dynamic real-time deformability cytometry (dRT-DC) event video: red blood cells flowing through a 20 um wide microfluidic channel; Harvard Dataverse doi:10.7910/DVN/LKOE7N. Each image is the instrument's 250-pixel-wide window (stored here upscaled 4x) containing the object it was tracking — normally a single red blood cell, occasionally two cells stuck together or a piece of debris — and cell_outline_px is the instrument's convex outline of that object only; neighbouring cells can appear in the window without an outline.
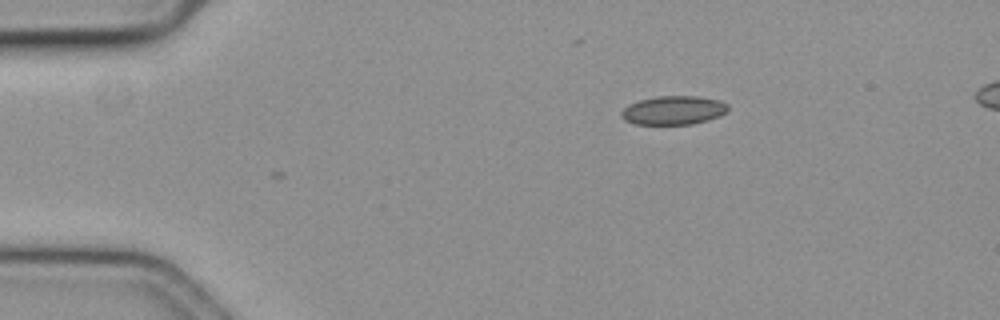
{"species": "common noctule bat (a hibernating species)", "species_latin": "Nyctalus noctula", "temperature_condition": "cold", "stored_images_in_passage": 2, "camera_frame_rate_fps": 3000, "um_per_image_px": 0.085, "animal": {"sex": "female", "body_mass_g": 19.3, "forearm_length_mm": 54.1}, "frame": {"image": 1, "passage_image": 1, "time_ms": 0.0, "image_size_px": [1000, 320], "cell_outline_px": [[728, 112], [720, 116], [708, 120], [692, 124], [636, 124], [624, 120], [620, 116], [620, 112], [628, 104], [640, 100], [660, 96], [696, 96], [720, 100], [728, 104]], "centroid_in_image_um": [57.26, 9.37], "position_along_channel_um": 27.7, "area_um2": 17.98}}